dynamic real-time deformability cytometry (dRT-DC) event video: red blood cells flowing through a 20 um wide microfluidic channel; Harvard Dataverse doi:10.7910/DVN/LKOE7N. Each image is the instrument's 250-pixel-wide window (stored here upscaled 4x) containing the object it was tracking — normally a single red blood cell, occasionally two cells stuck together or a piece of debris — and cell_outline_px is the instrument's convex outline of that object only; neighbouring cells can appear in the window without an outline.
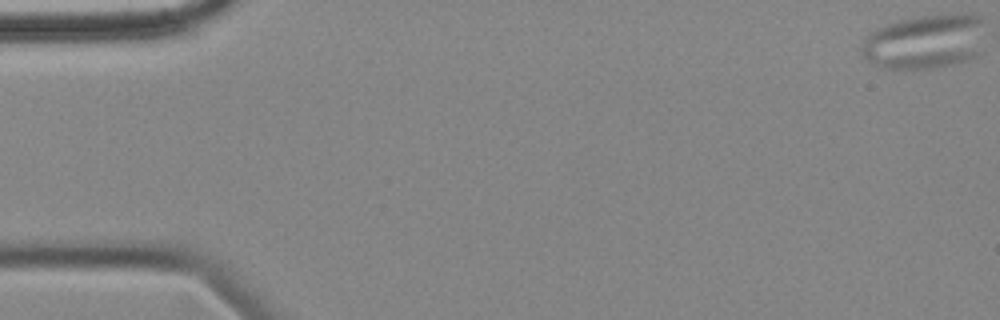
{"species": "common noctule bat (a hibernating species)", "species_latin": "Nyctalus noctula", "temperature_condition": "cold", "stored_images_in_passage": 6, "camera_frame_rate_fps": 3000, "um_per_image_px": 0.085, "animal": {"sex": "female", "body_mass_g": 18.4}, "frame": {"image": 1, "passage_image": 1, "time_ms": 0.0, "image_size_px": [1000, 320], "cell_outline_px": [[984, 20], [980, 52], [976, 56], [968, 60], [928, 68], [880, 68], [868, 60], [860, 52], [864, 40], [872, 32], [888, 24], [900, 20], [920, 16], [960, 12], [984, 16]], "centroid_in_image_um": [78.67, 3.51], "position_along_channel_um": 6.3, "area_um2": 39.19}}